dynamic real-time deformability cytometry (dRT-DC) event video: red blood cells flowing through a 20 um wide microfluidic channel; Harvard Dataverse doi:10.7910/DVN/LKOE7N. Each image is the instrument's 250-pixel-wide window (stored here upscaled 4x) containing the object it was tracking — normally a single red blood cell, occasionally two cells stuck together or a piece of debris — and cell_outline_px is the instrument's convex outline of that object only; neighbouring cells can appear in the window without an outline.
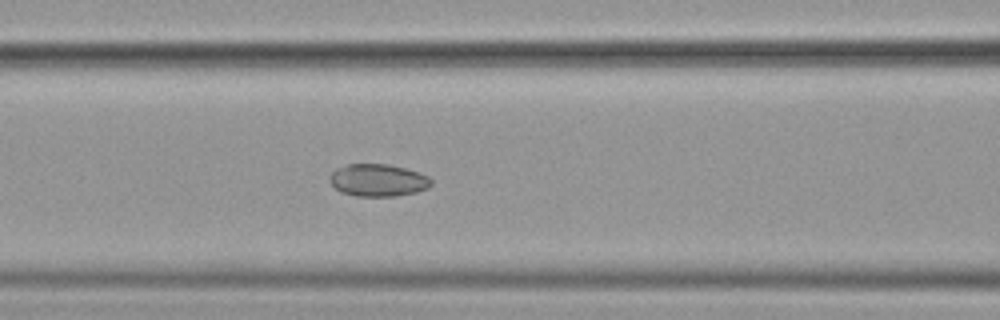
{"species": "common noctule bat (a hibernating species)", "species_latin": "Nyctalus noctula", "temperature_condition": "cold", "stored_images_in_passage": 43, "camera_frame_rate_fps": 3000, "um_per_image_px": 0.085, "animal": {"sex": "female", "body_mass_g": 19.9}, "frame": {"image": 1, "passage_image": 13, "time_ms": 4.0, "image_size_px": [1000, 320], "cell_outline_px": [[432, 184], [428, 188], [416, 192], [396, 196], [356, 196], [340, 192], [328, 180], [328, 176], [336, 168], [348, 164], [388, 164], [404, 168], [428, 176], [432, 180]], "centroid_in_image_um": [32.1, 15.32], "position_along_channel_um": 134.5, "area_um2": 19.19}}
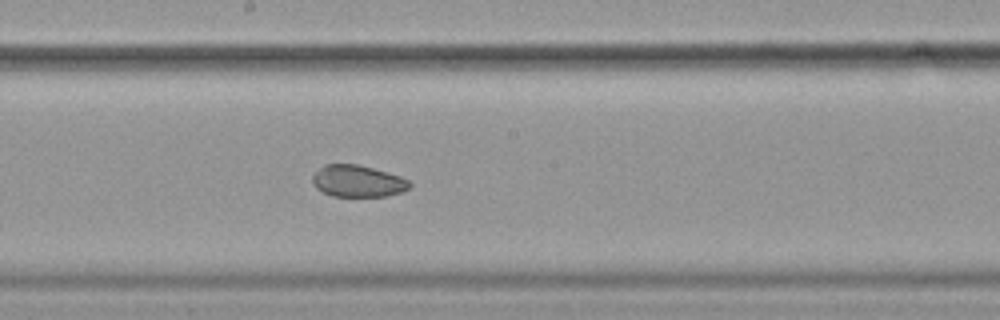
{"frame": {"image": 2, "passage_image": 20, "time_ms": 6.333, "image_size_px": [1000, 320], "cell_outline_px": [[412, 184], [408, 188], [400, 192], [388, 196], [332, 196], [316, 188], [312, 180], [312, 176], [324, 164], [356, 164], [372, 168], [400, 176], [408, 180]], "centroid_in_image_um": [30.4, 15.39], "position_along_channel_um": 217.8, "area_um2": 17.8}}
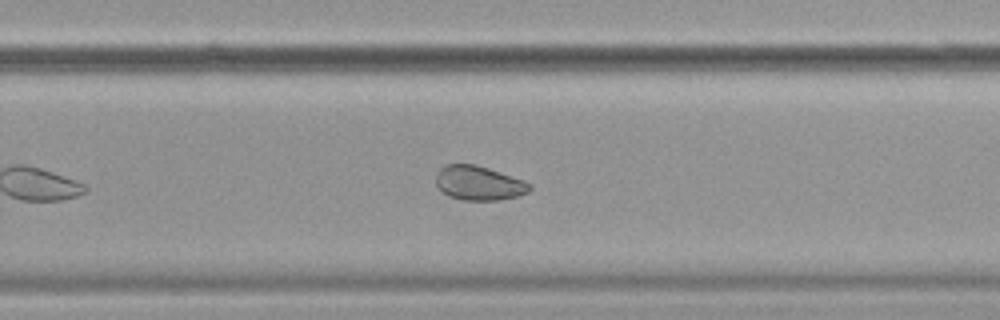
{"frame": {"image": 3, "passage_image": 26, "time_ms": 8.333, "image_size_px": [1000, 320], "cell_outline_px": [[532, 188], [528, 192], [516, 196], [496, 200], [464, 200], [448, 196], [436, 184], [436, 172], [444, 164], [476, 164], [524, 180], [532, 184]], "centroid_in_image_um": [40.69, 15.55], "position_along_channel_um": 289.1, "area_um2": 18.73}, "authors_computed_cell_mechanics": {"area_um2": 20.0566, "velocity_mm_per_s": 3.5852, "shape_relaxation_time_tau1_ms": null, "shape_relaxation_time_tau2_ms": 2.6421, "deformation_change_tau1": null, "deformation_change_tau2": 0.0633}}